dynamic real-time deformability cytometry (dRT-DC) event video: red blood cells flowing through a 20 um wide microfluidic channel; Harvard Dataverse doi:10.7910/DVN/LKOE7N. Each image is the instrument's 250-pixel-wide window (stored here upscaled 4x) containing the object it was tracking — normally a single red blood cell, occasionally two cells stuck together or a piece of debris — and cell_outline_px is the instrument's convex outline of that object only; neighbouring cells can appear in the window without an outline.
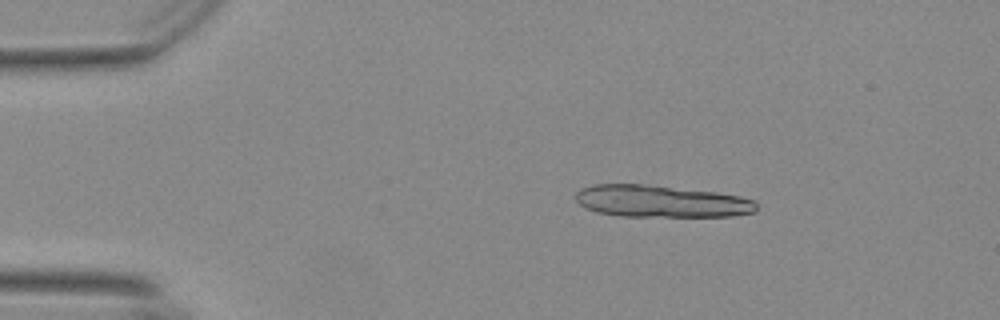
{"species": "Egyptian fruit bat (a non-hibernating species)", "species_latin": "Rousettus aegyptiacus", "temperature_condition": "warm", "stored_images_in_passage": 8, "camera_frame_rate_fps": 3000, "um_per_image_px": 0.085, "animal": {"sex": "female"}, "frame": {"image": 1, "passage_image": 1, "time_ms": 0.0, "image_size_px": [1000, 320], "cell_outline_px": [[756, 212], [732, 216], [620, 216], [596, 212], [584, 208], [576, 200], [576, 192], [580, 188], [592, 184], [644, 184], [716, 192], [740, 196], [756, 200]], "centroid_in_image_um": [56.17, 17.11], "position_along_channel_um": 28.8, "area_um2": 33.93}}